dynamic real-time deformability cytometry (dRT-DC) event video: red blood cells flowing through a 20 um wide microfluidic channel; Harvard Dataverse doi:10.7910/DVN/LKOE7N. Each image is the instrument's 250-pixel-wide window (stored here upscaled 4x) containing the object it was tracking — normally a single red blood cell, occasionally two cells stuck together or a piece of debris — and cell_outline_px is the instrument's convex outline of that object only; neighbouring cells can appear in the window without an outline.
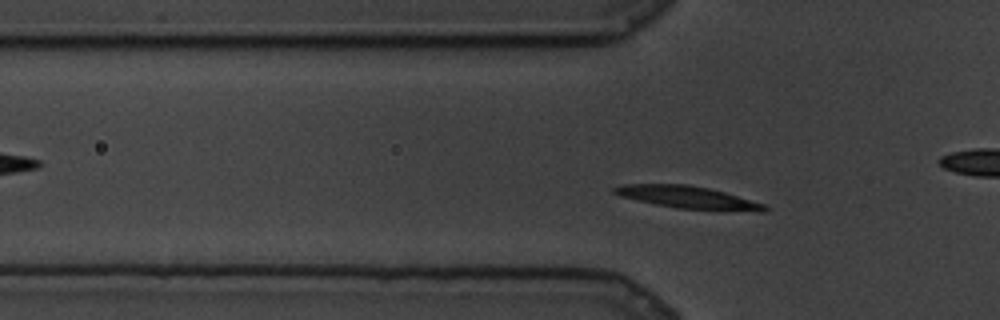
{"species": "common noctule bat (a hibernating species)", "species_latin": "Nyctalus noctula", "temperature_condition": "cold", "stored_images_in_passage": 71, "camera_frame_rate_fps": 3000, "um_per_image_px": 0.085, "animal": {"sex": "male", "body_mass_g": 19.5, "forearm_length_mm": 54.6}, "frame": {"image": 1, "passage_image": 11, "time_ms": 3.333, "image_size_px": [1000, 320], "cell_outline_px": [[768, 212], [760, 212], [680, 208], [656, 204], [620, 196], [612, 192], [612, 188], [624, 184], [688, 184], [708, 188], [724, 192], [764, 204], [768, 208]], "centroid_in_image_um": [58.49, 16.77], "position_along_channel_um": 67.3, "area_um2": 19.36}}
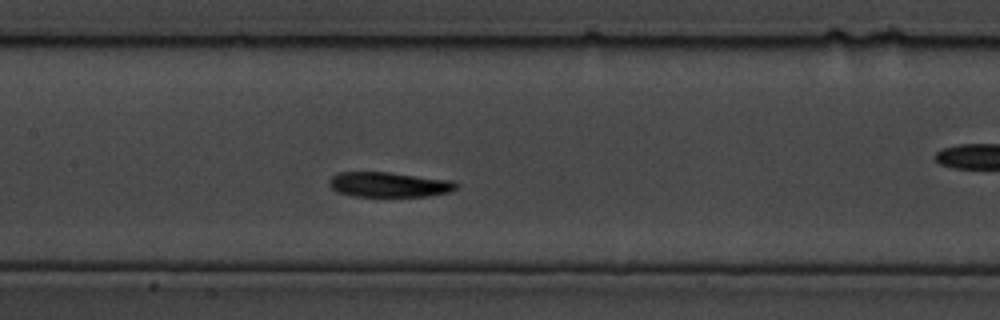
{"frame": {"image": 2, "passage_image": 25, "time_ms": 8.0, "image_size_px": [1000, 320], "cell_outline_px": [[460, 184], [456, 188], [448, 192], [428, 196], [356, 196], [336, 192], [328, 184], [328, 180], [332, 176], [340, 172], [392, 172], [456, 180]], "centroid_in_image_um": [33.11, 15.67], "position_along_channel_um": 174.3, "area_um2": 18.79}}
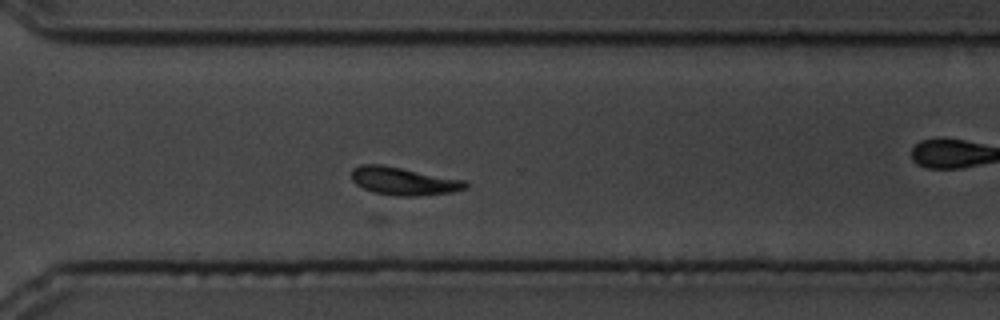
{"frame": {"image": 3, "passage_image": 46, "time_ms": 15.0, "image_size_px": [1000, 320], "cell_outline_px": [[468, 188], [452, 192], [416, 196], [396, 196], [372, 192], [356, 184], [352, 180], [352, 168], [360, 164], [380, 164], [464, 180], [468, 184]], "centroid_in_image_um": [34.28, 15.4], "position_along_channel_um": 336.3, "area_um2": 18.44}}